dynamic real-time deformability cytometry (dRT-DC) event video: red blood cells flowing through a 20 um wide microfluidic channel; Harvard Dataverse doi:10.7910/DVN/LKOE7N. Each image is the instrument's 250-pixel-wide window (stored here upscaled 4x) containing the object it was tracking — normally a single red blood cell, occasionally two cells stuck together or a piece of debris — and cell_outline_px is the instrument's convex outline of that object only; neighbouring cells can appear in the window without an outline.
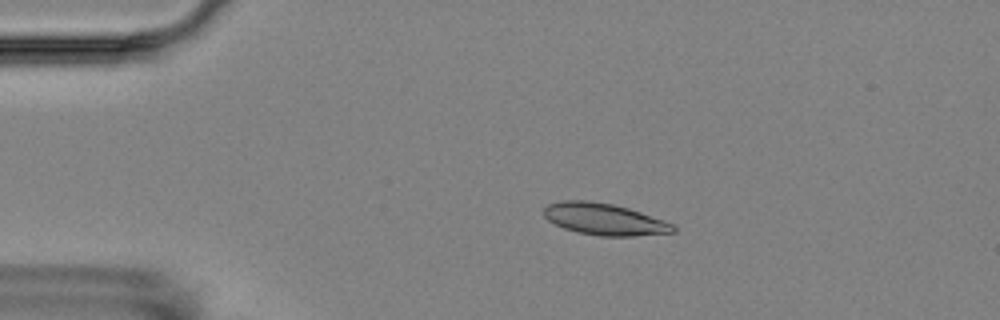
{"species": "Egyptian fruit bat (a non-hibernating species)", "species_latin": "Rousettus aegyptiacus", "temperature_condition": "room temperature", "stored_images_in_passage": 7, "camera_frame_rate_fps": 3000, "um_per_image_px": 0.085, "animal": {"sex": "female"}, "frame": {"image": 1, "passage_image": 3, "time_ms": 3.0, "image_size_px": [1000, 320], "cell_outline_px": [[676, 232], [636, 236], [600, 236], [576, 232], [564, 228], [548, 220], [544, 216], [544, 208], [548, 204], [560, 200], [588, 200], [612, 204], [628, 208], [664, 220], [672, 224], [676, 228]], "centroid_in_image_um": [51.36, 18.63], "position_along_channel_um": 33.6, "area_um2": 23.93}}
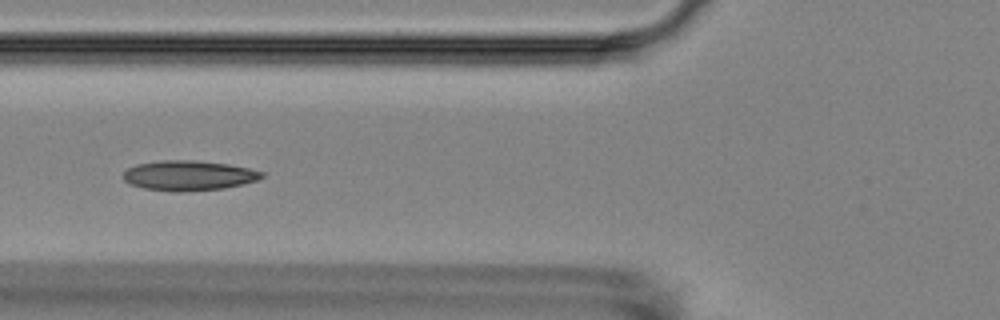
{"frame": {"image": 2, "passage_image": 6, "time_ms": 6.333, "image_size_px": [1000, 320], "cell_outline_px": [[264, 176], [256, 180], [244, 184], [224, 188], [180, 192], [172, 192], [144, 188], [132, 184], [124, 180], [124, 172], [128, 168], [136, 164], [160, 160], [196, 160], [228, 164], [248, 168], [264, 172]], "centroid_in_image_um": [16.04, 14.91], "position_along_channel_um": 109.8, "area_um2": 24.22}}
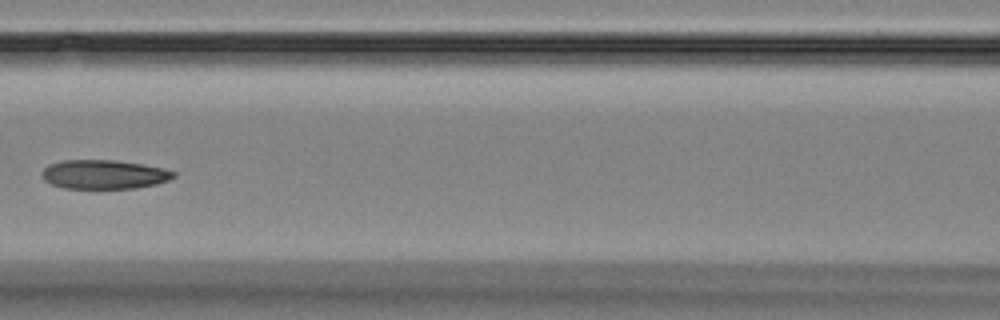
{"frame": {"image": 3, "passage_image": 7, "time_ms": 7.667, "image_size_px": [1000, 320], "cell_outline_px": [[176, 176], [168, 180], [156, 184], [136, 188], [64, 188], [52, 184], [44, 180], [40, 172], [48, 164], [64, 160], [116, 160], [164, 168], [176, 172]], "centroid_in_image_um": [8.83, 14.82], "position_along_channel_um": 157.8, "area_um2": 22.31}}